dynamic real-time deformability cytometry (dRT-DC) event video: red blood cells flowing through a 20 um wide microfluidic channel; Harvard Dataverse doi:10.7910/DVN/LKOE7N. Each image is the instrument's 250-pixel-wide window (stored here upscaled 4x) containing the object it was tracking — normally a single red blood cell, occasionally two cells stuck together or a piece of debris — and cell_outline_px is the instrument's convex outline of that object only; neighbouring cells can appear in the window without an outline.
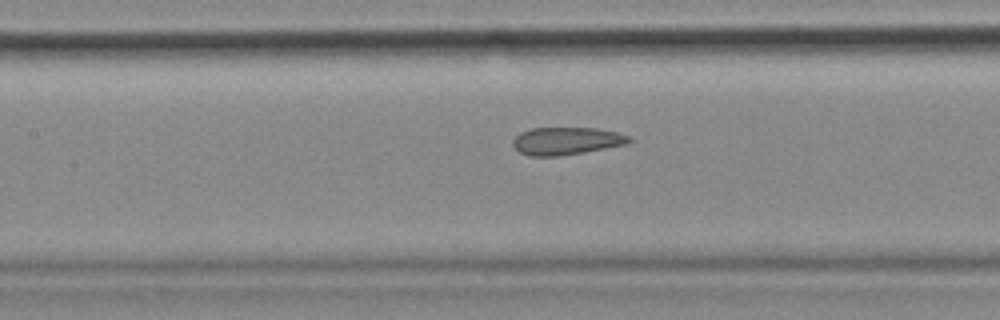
{"species": "common noctule bat (a hibernating species)", "species_latin": "Nyctalus noctula", "temperature_condition": "cold", "stored_images_in_passage": 55, "camera_frame_rate_fps": 3000, "um_per_image_px": 0.085, "animal": {"sex": "female", "body_mass_g": 18.4}, "frame": {"image": 1, "passage_image": 24, "time_ms": 7.667, "image_size_px": [1000, 320], "cell_outline_px": [[632, 140], [628, 144], [584, 152], [560, 156], [528, 156], [520, 152], [512, 144], [512, 140], [520, 132], [532, 128], [596, 128], [616, 132], [628, 136]], "centroid_in_image_um": [48.13, 11.98], "position_along_channel_um": 159.3, "area_um2": 18.67}, "authors_computed_cell_mechanics": {"area_um2": 20.0566, "velocity_mm_per_s": 3.6199, "shape_relaxation_time_tau1_ms": null, "shape_relaxation_time_tau2_ms": 1.7956, "deformation_change_tau1": null, "deformation_change_tau2": 0.0927}}